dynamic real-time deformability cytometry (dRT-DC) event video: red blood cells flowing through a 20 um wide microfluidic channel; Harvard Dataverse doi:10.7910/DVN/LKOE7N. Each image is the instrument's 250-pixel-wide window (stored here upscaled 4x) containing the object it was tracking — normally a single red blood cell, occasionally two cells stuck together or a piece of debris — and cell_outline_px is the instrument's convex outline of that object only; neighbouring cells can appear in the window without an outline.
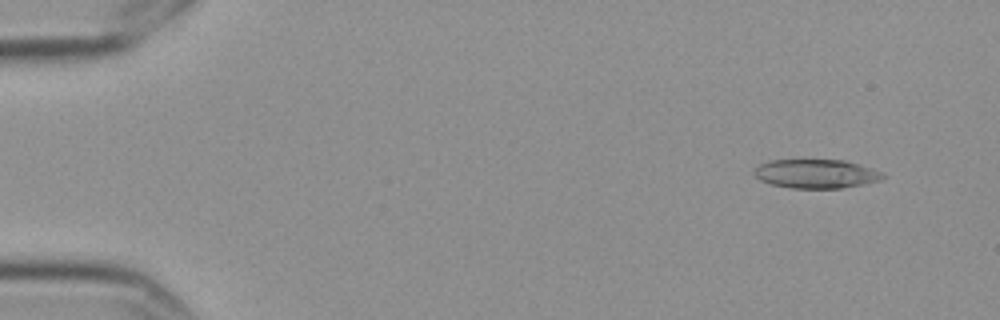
{"species": "Egyptian fruit bat (a non-hibernating species)", "species_latin": "Rousettus aegyptiacus", "temperature_condition": "cold", "stored_images_in_passage": 7, "camera_frame_rate_fps": 3000, "um_per_image_px": 0.085, "frame": {"image": 1, "passage_image": 2, "time_ms": 0.333, "image_size_px": [1000, 320], "cell_outline_px": [[888, 176], [880, 180], [864, 184], [840, 188], [792, 188], [772, 184], [760, 180], [752, 172], [760, 164], [768, 160], [844, 160], [872, 168], [884, 172]], "centroid_in_image_um": [69.4, 14.77], "position_along_channel_um": 15.6, "area_um2": 21.73}}
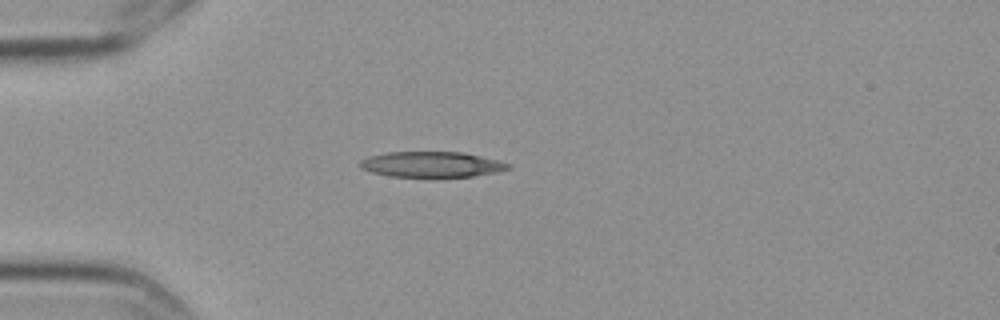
{"frame": {"image": 2, "passage_image": 5, "time_ms": 1.333, "image_size_px": [1000, 320], "cell_outline_px": [[512, 168], [496, 172], [472, 176], [388, 176], [372, 172], [360, 168], [360, 160], [368, 156], [388, 152], [460, 152], [480, 156], [512, 164]], "centroid_in_image_um": [36.67, 13.97], "position_along_channel_um": 48.3, "area_um2": 21.79}}
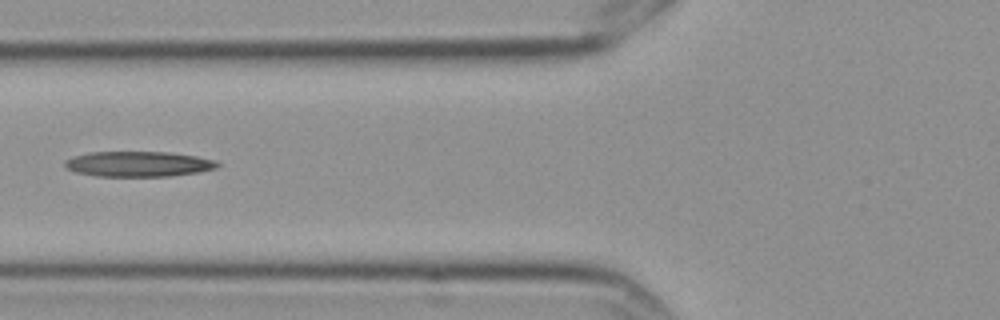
{"frame": {"image": 3, "passage_image": 7, "time_ms": 2.0, "image_size_px": [1000, 320], "cell_outline_px": [[220, 164], [216, 168], [196, 172], [168, 176], [96, 176], [76, 172], [64, 168], [64, 160], [72, 156], [88, 152], [168, 152], [196, 156], [216, 160]], "centroid_in_image_um": [11.7, 13.93], "position_along_channel_um": 114.1, "area_um2": 22.54}}